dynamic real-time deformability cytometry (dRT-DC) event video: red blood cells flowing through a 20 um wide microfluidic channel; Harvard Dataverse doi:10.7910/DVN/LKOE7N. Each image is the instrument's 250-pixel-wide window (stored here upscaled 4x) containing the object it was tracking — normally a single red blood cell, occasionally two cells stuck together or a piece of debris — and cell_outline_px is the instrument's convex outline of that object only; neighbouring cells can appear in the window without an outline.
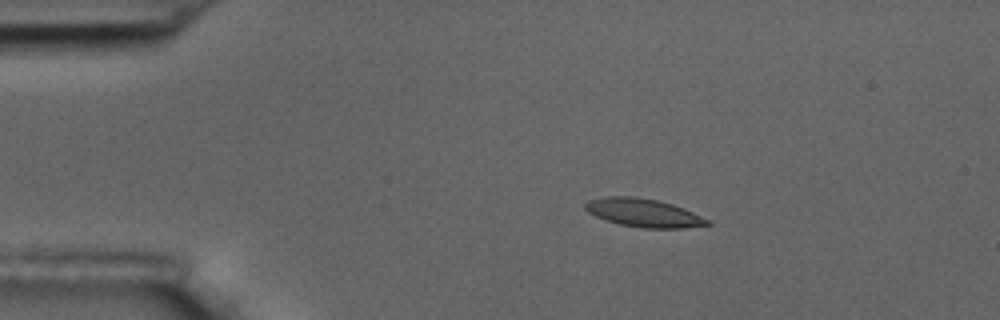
{"species": "common noctule bat (a hibernating species)", "species_latin": "Nyctalus noctula", "temperature_condition": "room temperature", "stored_images_in_passage": 5, "camera_frame_rate_fps": 3000, "um_per_image_px": 0.085, "animal": {"sex": "male", "body_mass_g": 17.5, "forearm_length_mm": 52.3}, "frame": {"image": 1, "passage_image": 3, "time_ms": 0.667, "image_size_px": [1000, 320], "cell_outline_px": [[712, 224], [684, 228], [640, 228], [620, 224], [604, 220], [588, 212], [584, 208], [584, 204], [588, 200], [604, 196], [636, 196], [656, 200], [672, 204], [684, 208], [708, 220]], "centroid_in_image_um": [54.66, 18.08], "position_along_channel_um": 30.3, "area_um2": 20.17}}
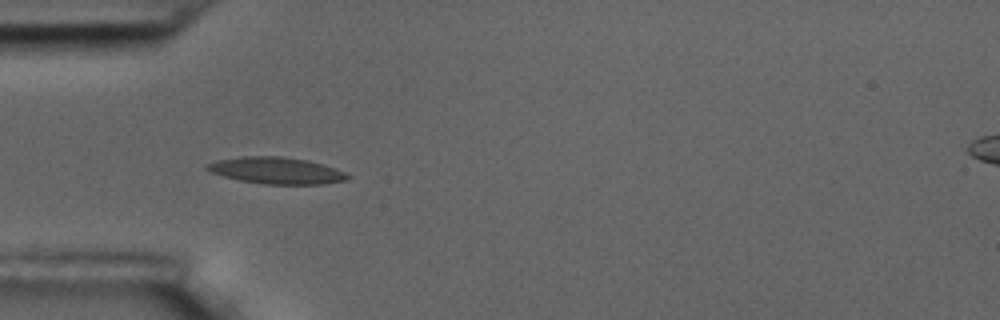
{"frame": {"image": 2, "passage_image": 5, "time_ms": 1.333, "image_size_px": [1000, 320], "cell_outline_px": [[352, 176], [348, 180], [324, 184], [260, 184], [240, 180], [224, 176], [212, 172], [204, 168], [204, 164], [216, 160], [240, 156], [280, 156], [308, 160], [336, 168]], "centroid_in_image_um": [23.49, 14.49], "position_along_channel_um": 61.5, "area_um2": 22.02}}